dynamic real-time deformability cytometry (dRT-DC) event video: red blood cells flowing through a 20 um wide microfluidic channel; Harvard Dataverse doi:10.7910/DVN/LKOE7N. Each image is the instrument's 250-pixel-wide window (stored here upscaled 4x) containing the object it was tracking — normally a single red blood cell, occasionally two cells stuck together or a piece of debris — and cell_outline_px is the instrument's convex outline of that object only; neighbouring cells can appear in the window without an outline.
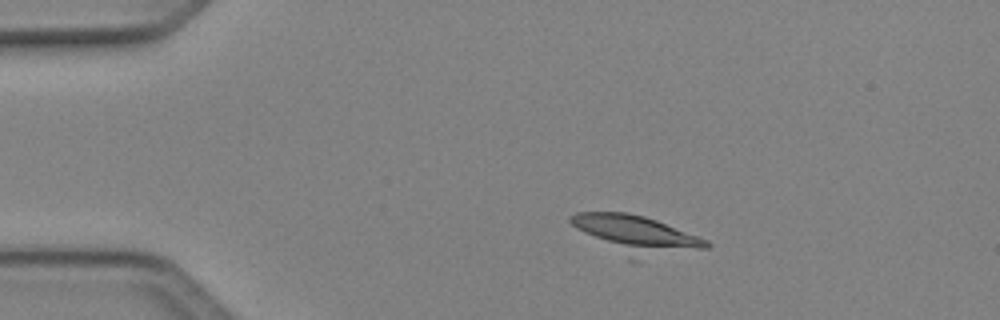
{"species": "Egyptian fruit bat (a non-hibernating species)", "species_latin": "Rousettus aegyptiacus", "temperature_condition": "cold", "stored_images_in_passage": 41, "camera_frame_rate_fps": 3000, "um_per_image_px": 0.085, "animal": {"sex": "female"}, "frame": {"image": 1, "passage_image": 1, "time_ms": 0.0, "image_size_px": [1000, 320], "cell_outline_px": [[712, 244], [708, 248], [636, 260], [628, 260], [576, 228], [568, 220], [568, 216], [576, 212], [628, 212], [644, 216], [656, 220], [708, 240]], "centroid_in_image_um": [54.06, 19.95], "position_along_channel_um": 30.9, "area_um2": 29.82}}
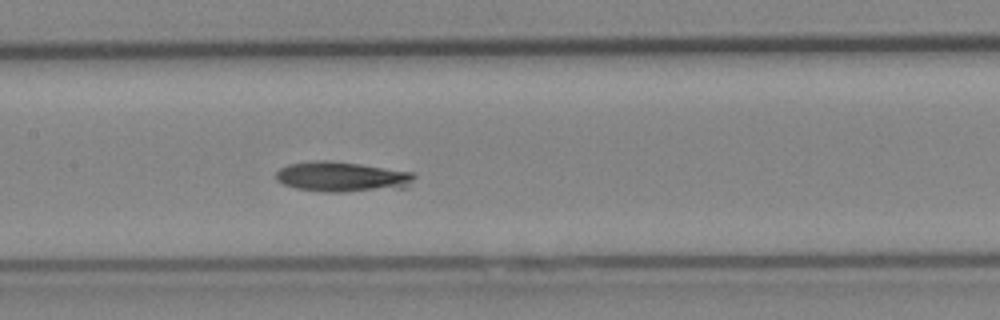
{"frame": {"image": 2, "passage_image": 16, "time_ms": 5.0, "image_size_px": [1000, 320], "cell_outline_px": [[416, 176], [408, 188], [344, 192], [324, 192], [296, 188], [284, 184], [276, 180], [276, 172], [280, 168], [288, 164], [316, 160], [328, 160], [360, 164], [412, 172]], "centroid_in_image_um": [29.09, 15.03], "position_along_channel_um": 178.3, "area_um2": 24.45}}
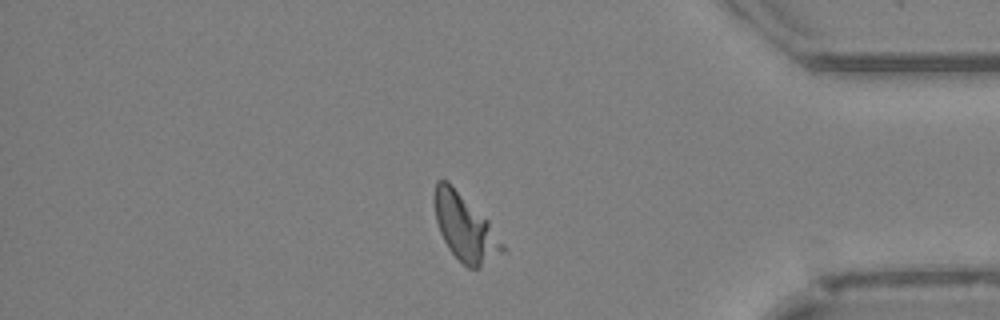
{"frame": {"image": 3, "passage_image": 34, "time_ms": 11.0, "image_size_px": [1000, 320], "cell_outline_px": [[508, 248], [480, 268], [468, 268], [448, 248], [440, 232], [436, 220], [432, 196], [436, 180], [448, 180], [488, 220]], "centroid_in_image_um": [39.52, 19.31], "position_along_channel_um": 395.7, "area_um2": 26.47}}